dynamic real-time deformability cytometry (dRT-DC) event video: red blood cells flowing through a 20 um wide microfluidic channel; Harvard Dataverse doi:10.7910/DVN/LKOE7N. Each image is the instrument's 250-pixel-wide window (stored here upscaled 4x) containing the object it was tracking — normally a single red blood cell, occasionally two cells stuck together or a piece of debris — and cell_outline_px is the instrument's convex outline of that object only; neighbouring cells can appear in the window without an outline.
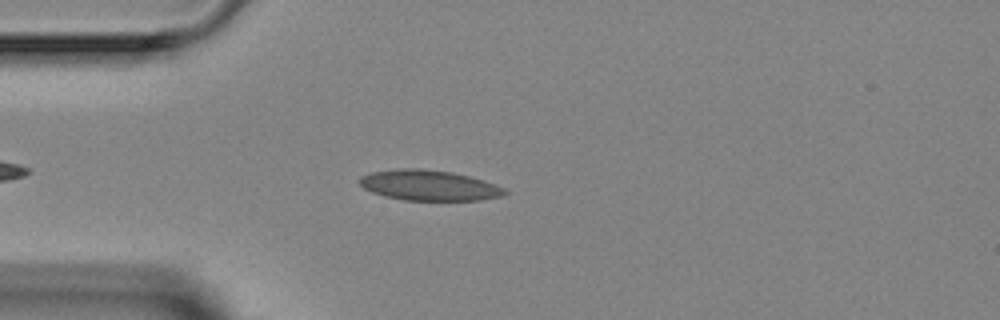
{"species": "Egyptian fruit bat (a non-hibernating species)", "species_latin": "Rousettus aegyptiacus", "temperature_condition": "room temperature", "stored_images_in_passage": 2, "camera_frame_rate_fps": 3000, "um_per_image_px": 0.085, "animal": {"sex": "female"}, "frame": {"image": 1, "passage_image": 2, "time_ms": 1.0, "image_size_px": [1000, 320], "cell_outline_px": [[508, 192], [504, 196], [480, 200], [404, 200], [384, 196], [372, 192], [364, 188], [360, 184], [360, 176], [372, 172], [400, 168], [424, 168], [452, 172], [484, 180], [496, 184], [504, 188]], "centroid_in_image_um": [36.49, 15.75], "position_along_channel_um": 48.5, "area_um2": 25.84}}